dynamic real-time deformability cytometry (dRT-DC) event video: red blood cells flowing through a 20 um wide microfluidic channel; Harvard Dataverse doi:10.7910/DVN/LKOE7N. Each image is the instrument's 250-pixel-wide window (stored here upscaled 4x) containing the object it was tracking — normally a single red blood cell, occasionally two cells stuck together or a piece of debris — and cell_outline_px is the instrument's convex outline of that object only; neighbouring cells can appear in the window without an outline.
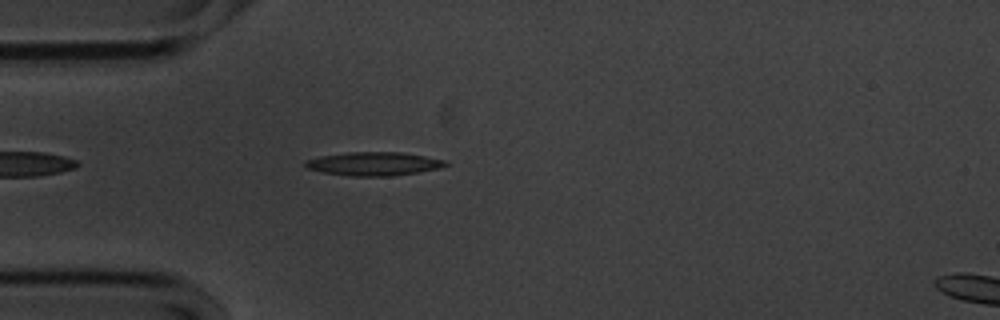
{"species": "common noctule bat (a hibernating species)", "species_latin": "Nyctalus noctula", "temperature_condition": "cold", "stored_images_in_passage": 45, "camera_frame_rate_fps": 3000, "um_per_image_px": 0.085, "animal": {"sex": "male", "body_mass_g": 20.1, "forearm_length_mm": 53.5}, "frame": {"image": 1, "passage_image": 5, "time_ms": 1.333, "image_size_px": [1000, 320], "cell_outline_px": [[448, 164], [440, 168], [392, 176], [348, 176], [320, 172], [308, 168], [304, 164], [304, 160], [320, 156], [348, 152], [400, 152], [424, 156], [444, 160]], "centroid_in_image_um": [31.71, 13.92], "position_along_channel_um": 53.3, "area_um2": 19.19}}
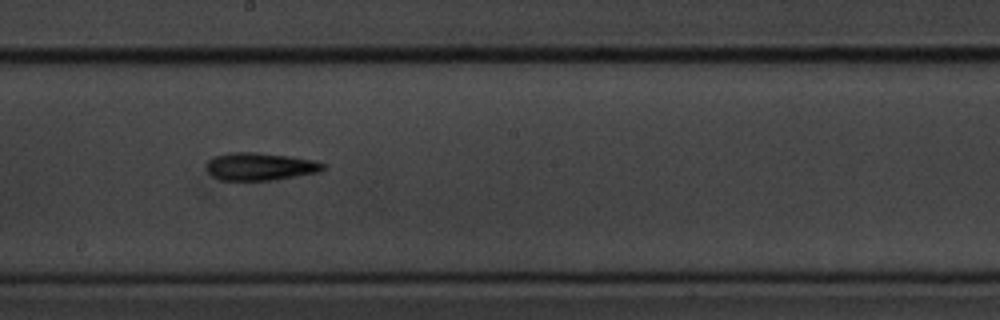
{"frame": {"image": 2, "passage_image": 20, "time_ms": 6.333, "image_size_px": [1000, 320], "cell_outline_px": [[324, 168], [320, 172], [272, 180], [220, 180], [212, 176], [208, 172], [208, 160], [216, 156], [228, 152], [256, 152], [292, 156], [316, 160], [324, 164]], "centroid_in_image_um": [22.13, 14.14], "position_along_channel_um": 226.1, "area_um2": 18.84}}
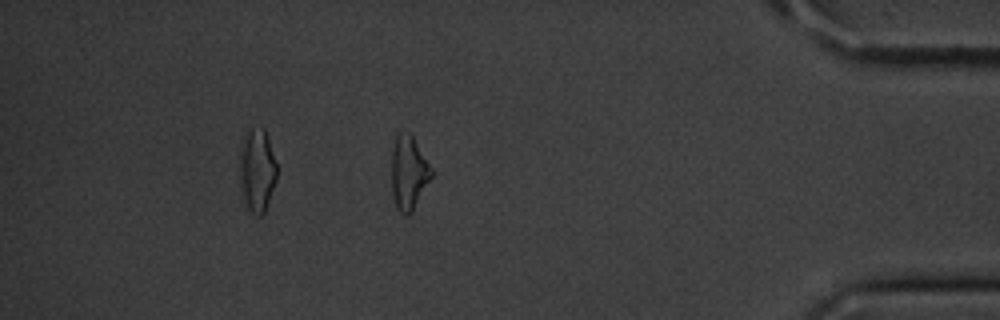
{"frame": {"image": 3, "passage_image": 38, "time_ms": 12.333, "image_size_px": [1000, 320], "cell_outline_px": [[432, 176], [412, 212], [408, 216], [404, 216], [396, 208], [392, 192], [392, 152], [396, 136], [400, 132], [412, 132], [432, 168]], "centroid_in_image_um": [34.74, 14.67], "position_along_channel_um": 400.5, "area_um2": 17.34}, "authors_computed_cell_mechanics": {"area_um2": 18.1492, "velocity_mm_per_s": 3.5817, "shape_relaxation_time_tau1_ms": 3.6541, "shape_relaxation_time_tau2_ms": null, "deformation_change_tau1": 0.1007, "deformation_change_tau2": null}}